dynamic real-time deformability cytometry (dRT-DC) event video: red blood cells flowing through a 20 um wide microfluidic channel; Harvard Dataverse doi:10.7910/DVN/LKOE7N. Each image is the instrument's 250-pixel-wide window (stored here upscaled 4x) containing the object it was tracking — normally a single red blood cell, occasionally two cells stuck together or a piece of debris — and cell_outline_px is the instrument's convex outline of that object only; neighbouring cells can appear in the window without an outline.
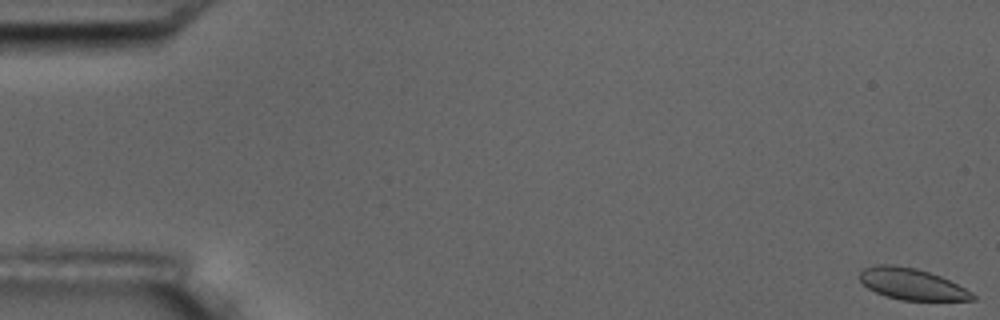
{"species": "common noctule bat (a hibernating species)", "species_latin": "Nyctalus noctula", "temperature_condition": "room temperature", "stored_images_in_passage": 5, "camera_frame_rate_fps": 3000, "um_per_image_px": 0.085, "animal": {"sex": "male", "body_mass_g": 17.5, "forearm_length_mm": 52.3}, "frame": {"image": 1, "passage_image": 1, "time_ms": 0.0, "image_size_px": [1000, 320], "cell_outline_px": [[976, 300], [900, 300], [884, 296], [868, 288], [860, 280], [860, 272], [864, 268], [876, 264], [892, 264], [916, 268], [940, 276], [972, 292], [976, 296]], "centroid_in_image_um": [77.48, 24.14], "position_along_channel_um": 7.5, "area_um2": 20.52}}
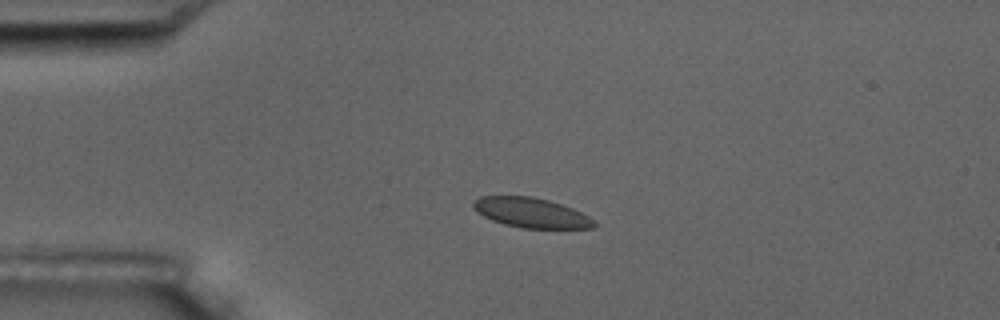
{"frame": {"image": 2, "passage_image": 4, "time_ms": 4.333, "image_size_px": [1000, 320], "cell_outline_px": [[596, 224], [592, 228], [520, 228], [504, 224], [492, 220], [476, 212], [472, 208], [472, 200], [480, 196], [532, 196], [548, 200], [572, 208], [588, 216]], "centroid_in_image_um": [45.07, 18.07], "position_along_channel_um": 39.9, "area_um2": 20.98}}